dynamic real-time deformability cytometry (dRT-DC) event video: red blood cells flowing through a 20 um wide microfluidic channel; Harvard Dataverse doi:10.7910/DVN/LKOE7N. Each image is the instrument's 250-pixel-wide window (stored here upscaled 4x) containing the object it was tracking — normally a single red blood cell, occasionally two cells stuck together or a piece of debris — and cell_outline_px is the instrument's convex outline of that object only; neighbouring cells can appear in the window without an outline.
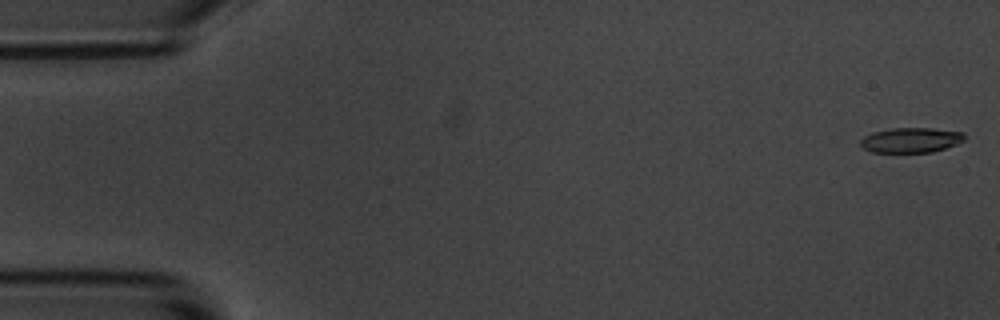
{"species": "common noctule bat (a hibernating species)", "species_latin": "Nyctalus noctula", "temperature_condition": "room temperature", "stored_images_in_passage": 4, "camera_frame_rate_fps": 3000, "um_per_image_px": 0.085, "animal": {"sex": "male", "body_mass_g": 20.1, "forearm_length_mm": 53.5}, "frame": {"image": 1, "passage_image": 1, "time_ms": 0.0, "image_size_px": [1000, 320], "cell_outline_px": [[964, 140], [956, 144], [932, 152], [872, 152], [864, 148], [860, 144], [860, 140], [864, 136], [872, 132], [892, 128], [932, 128], [964, 132]], "centroid_in_image_um": [77.42, 11.9], "position_along_channel_um": 7.6, "area_um2": 15.09}}